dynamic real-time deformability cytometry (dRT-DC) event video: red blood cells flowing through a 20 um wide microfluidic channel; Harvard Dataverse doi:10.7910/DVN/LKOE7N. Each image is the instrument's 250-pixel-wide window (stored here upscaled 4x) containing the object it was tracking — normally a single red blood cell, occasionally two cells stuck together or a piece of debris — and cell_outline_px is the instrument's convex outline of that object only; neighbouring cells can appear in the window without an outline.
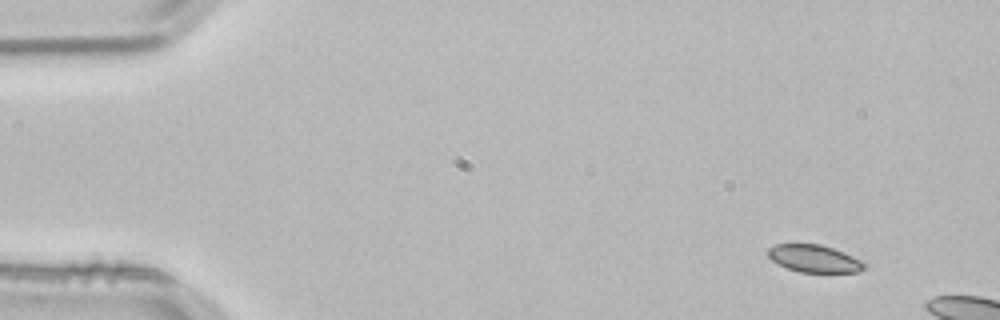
{"species": "common noctule bat (a hibernating species)", "species_latin": "Nyctalus noctula", "temperature_condition": "room temperature", "stored_images_in_passage": 3, "camera_frame_rate_fps": 3000, "um_per_image_px": 0.085, "animal": {"sex": "male", "body_mass_g": 21.5, "forearm_length_mm": 52.0}, "frame": {"image": 1, "passage_image": 1, "time_ms": 0.0, "image_size_px": [1000, 320], "cell_outline_px": [[868, 264], [860, 272], [800, 272], [788, 268], [772, 260], [768, 256], [768, 248], [776, 244], [820, 244], [844, 252]], "centroid_in_image_um": [69.23, 21.98], "position_along_channel_um": 15.8, "area_um2": 15.26}}